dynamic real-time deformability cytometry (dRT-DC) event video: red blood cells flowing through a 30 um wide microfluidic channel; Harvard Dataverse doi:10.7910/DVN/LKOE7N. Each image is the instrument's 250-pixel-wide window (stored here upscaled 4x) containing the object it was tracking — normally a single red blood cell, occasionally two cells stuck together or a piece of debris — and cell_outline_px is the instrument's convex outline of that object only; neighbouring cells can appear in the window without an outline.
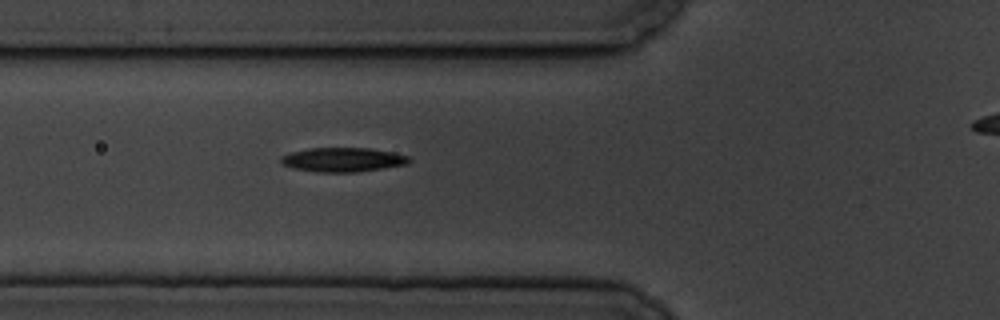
{"species": "common noctule bat (a hibernating species)", "species_latin": "Nyctalus noctula", "temperature_condition": "cold", "stored_images_in_passage": 3, "segment_of_instrument_passage": [1, 2], "camera_frame_rate_fps": 3000, "um_per_image_px": 0.085, "animal": {"sex": "male", "body_mass_g": 19.5, "forearm_length_mm": 54.6}, "frame": {"image": 1, "passage_image": 2, "time_ms": 1.0, "image_size_px": [1000, 320], "cell_outline_px": [[412, 160], [408, 164], [356, 172], [316, 172], [292, 168], [280, 164], [280, 156], [288, 152], [308, 148], [372, 148], [392, 152], [408, 156]], "centroid_in_image_um": [29.09, 13.57], "position_along_channel_um": 96.7, "area_um2": 18.32}}